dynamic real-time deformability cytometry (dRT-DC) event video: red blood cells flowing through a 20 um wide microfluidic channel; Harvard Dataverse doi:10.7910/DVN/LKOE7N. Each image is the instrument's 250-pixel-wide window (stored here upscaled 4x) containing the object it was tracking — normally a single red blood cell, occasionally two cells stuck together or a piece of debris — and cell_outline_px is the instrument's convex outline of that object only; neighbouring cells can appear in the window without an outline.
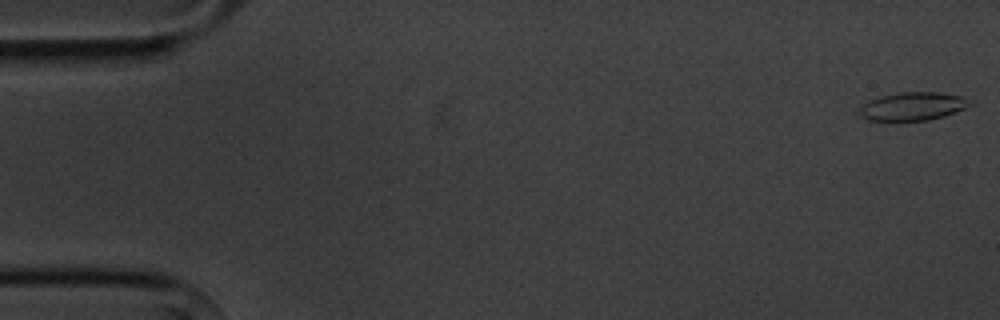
{"species": "common noctule bat (a hibernating species)", "species_latin": "Nyctalus noctula", "temperature_condition": "cold", "stored_images_in_passage": 4, "camera_frame_rate_fps": 3000, "um_per_image_px": 0.085, "animal": {"sex": "male", "body_mass_g": 20.1, "forearm_length_mm": 53.5}, "frame": {"image": 1, "passage_image": 1, "time_ms": 0.0, "image_size_px": [1000, 320], "cell_outline_px": [[976, 100], [972, 104], [964, 108], [944, 116], [928, 120], [868, 120], [860, 112], [860, 108], [868, 100], [880, 96], [900, 92], [936, 92], [964, 96]], "centroid_in_image_um": [77.67, 9.01], "position_along_channel_um": 7.3, "area_um2": 18.09}}